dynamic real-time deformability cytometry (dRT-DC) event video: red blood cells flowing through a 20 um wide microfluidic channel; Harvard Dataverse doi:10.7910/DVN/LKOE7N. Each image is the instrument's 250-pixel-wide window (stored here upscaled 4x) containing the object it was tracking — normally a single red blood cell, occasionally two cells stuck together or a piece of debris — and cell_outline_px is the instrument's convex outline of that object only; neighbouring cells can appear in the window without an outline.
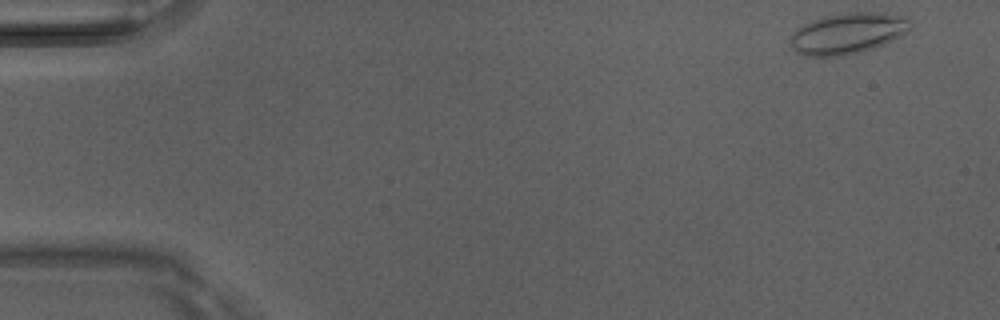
{"species": "Egyptian fruit bat (a non-hibernating species)", "species_latin": "Rousettus aegyptiacus", "temperature_condition": "room temperature", "stored_images_in_passage": 48, "camera_frame_rate_fps": 3000, "um_per_image_px": 0.085, "animal": {"sex": "male"}, "frame": {"image": 1, "passage_image": 1, "time_ms": 0.0, "image_size_px": [1000, 320], "cell_outline_px": [[912, 24], [908, 32], [884, 44], [860, 52], [844, 56], [804, 56], [796, 52], [792, 48], [792, 36], [796, 28], [812, 20], [824, 16], [848, 12], [880, 12], [908, 16]], "centroid_in_image_um": [72.1, 2.82], "position_along_channel_um": 12.9, "area_um2": 28.84}}
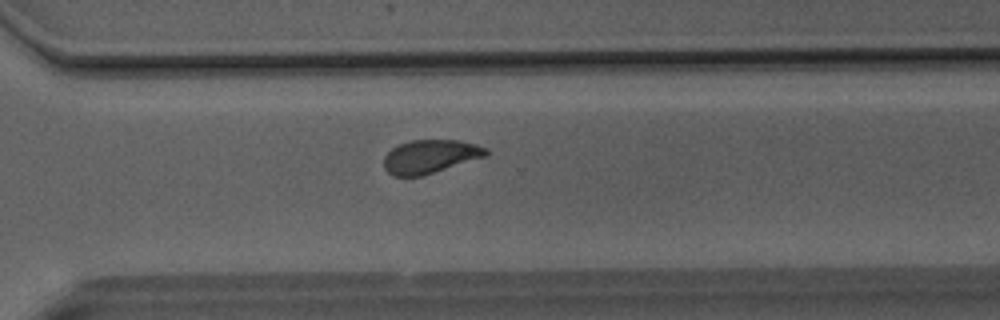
{"frame": {"image": 2, "passage_image": 34, "time_ms": 11.0, "image_size_px": [1000, 320], "cell_outline_px": [[488, 156], [424, 176], [392, 176], [384, 168], [384, 156], [392, 148], [400, 144], [412, 140], [460, 140], [476, 144], [488, 148]], "centroid_in_image_um": [36.6, 13.31], "position_along_channel_um": 334.0, "area_um2": 20.23}}
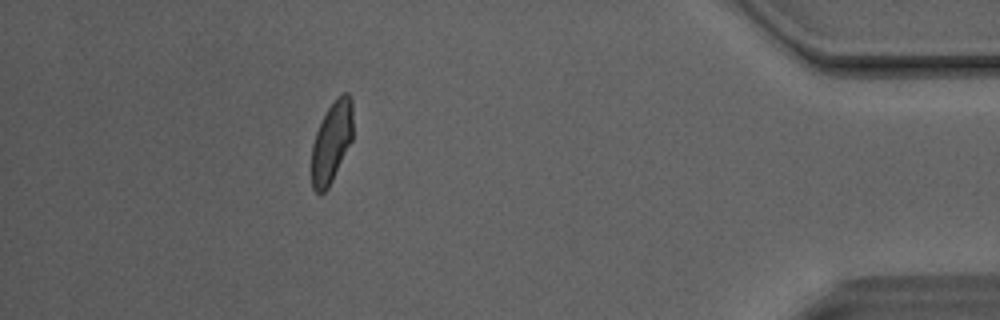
{"frame": {"image": 3, "passage_image": 43, "time_ms": 14.0, "image_size_px": [1000, 320], "cell_outline_px": [[352, 140], [328, 188], [320, 196], [312, 188], [312, 144], [316, 132], [328, 108], [344, 92], [348, 92], [352, 100]], "centroid_in_image_um": [28.18, 12.11], "position_along_channel_um": 407.0, "area_um2": 19.25}, "authors_computed_cell_mechanics": {"area_um2": 20.8369, "velocity_mm_per_s": 4.1008, "shape_relaxation_time_tau1_ms": 4.1373, "shape_relaxation_time_tau2_ms": 1.1425, "deformation_change_tau1": 0.1304, "deformation_change_tau2": 0.078}}